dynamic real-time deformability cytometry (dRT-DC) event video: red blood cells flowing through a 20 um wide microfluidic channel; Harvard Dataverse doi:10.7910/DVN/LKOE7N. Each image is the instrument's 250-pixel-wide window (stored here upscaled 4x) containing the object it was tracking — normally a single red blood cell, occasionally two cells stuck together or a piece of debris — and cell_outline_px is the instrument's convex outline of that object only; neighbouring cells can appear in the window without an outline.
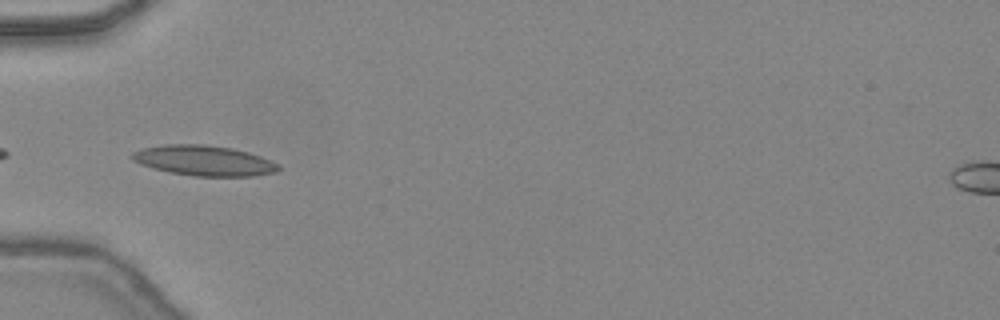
{"species": "common noctule bat (a hibernating species)", "species_latin": "Nyctalus noctula", "temperature_condition": "warm", "stored_images_in_passage": 8, "camera_frame_rate_fps": 3000, "um_per_image_px": 0.085, "animal": {"sex": "female", "body_mass_g": 24.6, "forearm_length_mm": 56.2}, "frame": {"image": 1, "passage_image": 3, "time_ms": 0.667, "image_size_px": [1000, 320], "cell_outline_px": [[280, 168], [276, 172], [252, 176], [196, 176], [168, 172], [152, 168], [140, 164], [132, 160], [128, 156], [132, 152], [140, 148], [164, 144], [204, 144], [232, 148], [248, 152], [272, 160], [280, 164]], "centroid_in_image_um": [17.3, 13.64], "position_along_channel_um": 67.7, "area_um2": 26.13}}
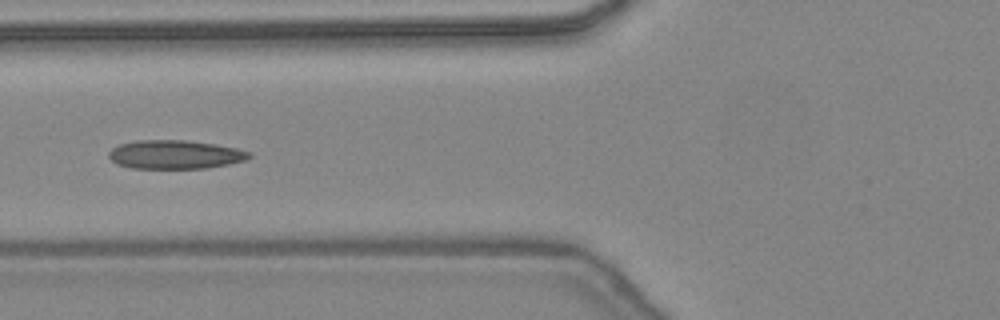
{"frame": {"image": 2, "passage_image": 6, "time_ms": 1.667, "image_size_px": [1000, 320], "cell_outline_px": [[252, 156], [244, 160], [228, 164], [204, 168], [132, 168], [116, 164], [108, 156], [108, 152], [116, 144], [136, 140], [188, 140], [216, 144], [236, 148], [252, 152]], "centroid_in_image_um": [14.85, 13.12], "position_along_channel_um": 111.0, "area_um2": 23.64}}